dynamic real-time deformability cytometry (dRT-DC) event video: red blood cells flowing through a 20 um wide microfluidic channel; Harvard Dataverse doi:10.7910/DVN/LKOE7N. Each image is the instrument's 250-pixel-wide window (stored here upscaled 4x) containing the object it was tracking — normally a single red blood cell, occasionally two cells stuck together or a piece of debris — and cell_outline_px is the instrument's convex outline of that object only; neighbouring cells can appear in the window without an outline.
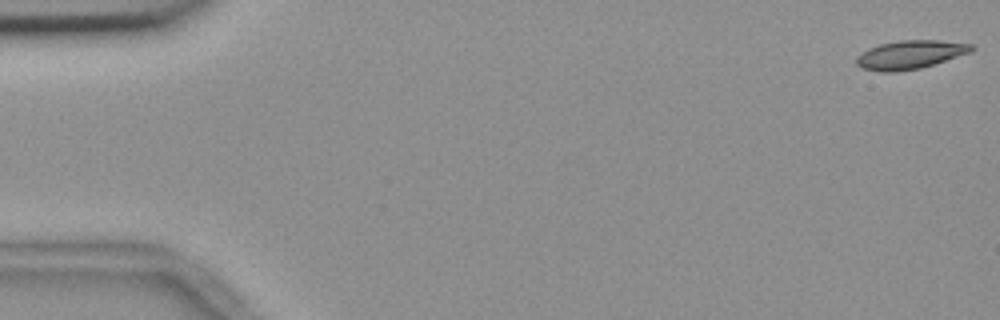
{"species": "common noctule bat (a hibernating species)", "species_latin": "Nyctalus noctula", "temperature_condition": "room temperature", "stored_images_in_passage": 55, "camera_frame_rate_fps": 3000, "um_per_image_px": 0.085, "animal": {"sex": "female", "body_mass_g": 18.4}, "frame": {"image": 1, "passage_image": 1, "time_ms": 0.0, "image_size_px": [1000, 320], "cell_outline_px": [[976, 48], [972, 52], [920, 68], [896, 72], [880, 72], [864, 68], [856, 64], [856, 56], [868, 48], [880, 44], [900, 40], [940, 40], [972, 44]], "centroid_in_image_um": [77.37, 4.64], "position_along_channel_um": 7.6, "area_um2": 19.19}}
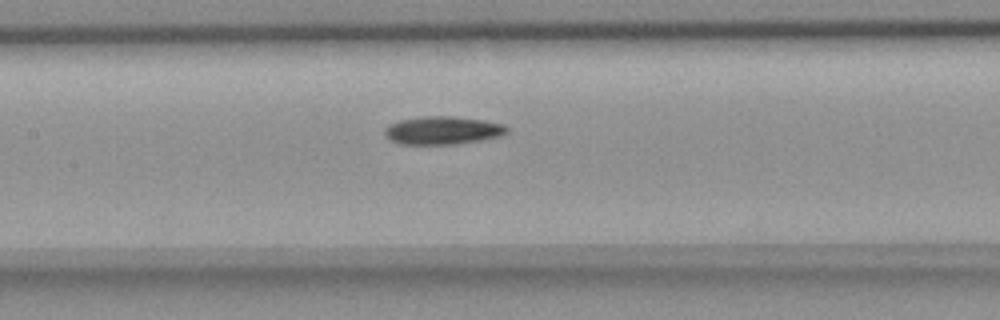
{"frame": {"image": 2, "passage_image": 26, "time_ms": 8.333, "image_size_px": [1000, 320], "cell_outline_px": [[508, 132], [500, 136], [480, 140], [456, 144], [400, 144], [388, 140], [384, 136], [384, 128], [388, 124], [400, 120], [424, 116], [452, 116], [484, 120], [504, 124], [508, 128]], "centroid_in_image_um": [37.59, 11.08], "position_along_channel_um": 169.8, "area_um2": 20.17}}
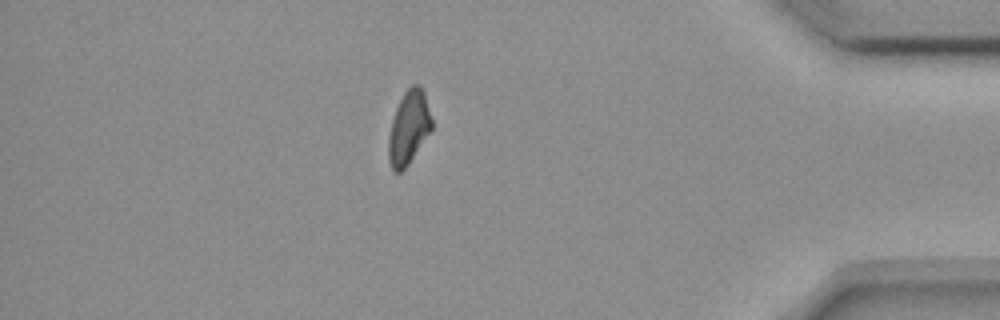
{"frame": {"image": 3, "passage_image": 48, "time_ms": 15.667, "image_size_px": [1000, 320], "cell_outline_px": [[432, 128], [408, 164], [400, 172], [396, 172], [392, 168], [388, 160], [388, 136], [392, 120], [396, 108], [404, 92], [412, 84], [420, 84], [424, 92], [432, 120]], "centroid_in_image_um": [34.73, 10.82], "position_along_channel_um": 400.5, "area_um2": 18.26}, "authors_computed_cell_mechanics": {"area_um2": 19.3052, "velocity_mm_per_s": 3.6804, "shape_relaxation_time_tau1_ms": 4.901, "shape_relaxation_time_tau2_ms": null, "deformation_change_tau1": 0.146, "deformation_change_tau2": null}}